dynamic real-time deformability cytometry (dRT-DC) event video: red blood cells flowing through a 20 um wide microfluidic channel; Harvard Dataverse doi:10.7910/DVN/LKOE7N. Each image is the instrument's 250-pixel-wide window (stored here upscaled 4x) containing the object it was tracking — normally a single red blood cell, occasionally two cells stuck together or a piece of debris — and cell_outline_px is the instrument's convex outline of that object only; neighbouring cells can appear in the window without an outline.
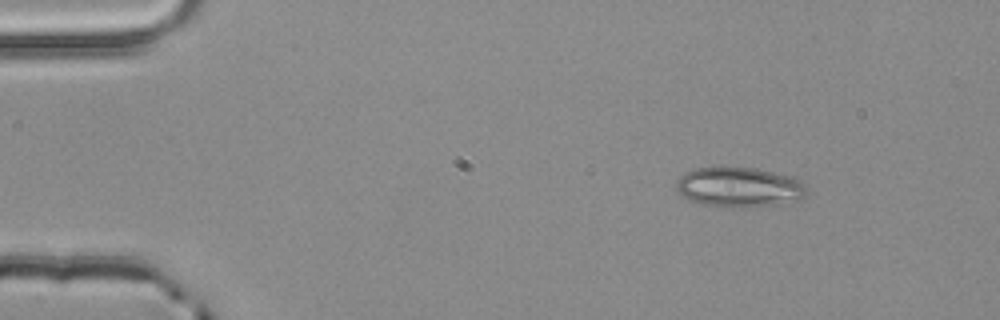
{"species": "common noctule bat (a hibernating species)", "species_latin": "Nyctalus noctula", "temperature_condition": "room temperature", "stored_images_in_passage": 3, "camera_frame_rate_fps": 3000, "um_per_image_px": 0.085, "animal": {"sex": "male", "body_mass_g": 20.4}, "frame": {"image": 1, "passage_image": 1, "time_ms": 0.0, "image_size_px": [1000, 320], "cell_outline_px": [[804, 196], [796, 200], [768, 204], [700, 204], [684, 196], [676, 188], [676, 180], [684, 172], [696, 168], [756, 168], [792, 176], [800, 180], [804, 184]], "centroid_in_image_um": [62.79, 15.84], "position_along_channel_um": 22.2, "area_um2": 28.73}}